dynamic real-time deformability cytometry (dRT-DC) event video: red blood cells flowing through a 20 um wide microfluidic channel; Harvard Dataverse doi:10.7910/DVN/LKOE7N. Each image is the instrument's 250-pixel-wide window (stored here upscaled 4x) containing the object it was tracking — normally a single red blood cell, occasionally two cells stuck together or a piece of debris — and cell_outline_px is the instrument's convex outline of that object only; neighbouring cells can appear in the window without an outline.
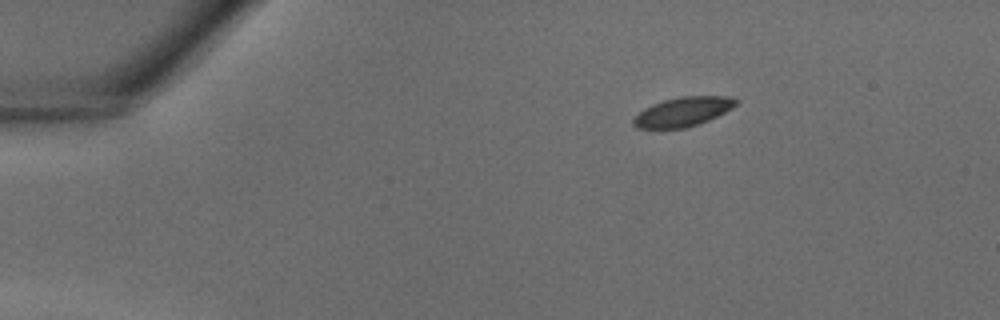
{"species": "common noctule bat (a hibernating species)", "species_latin": "Nyctalus noctula", "temperature_condition": "warm", "stored_images_in_passage": 34, "camera_frame_rate_fps": 3000, "um_per_image_px": 0.085, "animal": {"sex": "male", "body_mass_g": 18.8}, "frame": {"image": 1, "passage_image": 1, "time_ms": 0.0, "image_size_px": [1000, 320], "cell_outline_px": [[740, 100], [732, 108], [708, 120], [684, 128], [636, 128], [632, 124], [632, 120], [644, 108], [652, 104], [664, 100], [680, 96], [732, 96]], "centroid_in_image_um": [58.06, 9.48], "position_along_channel_um": 26.9, "area_um2": 17.4}}
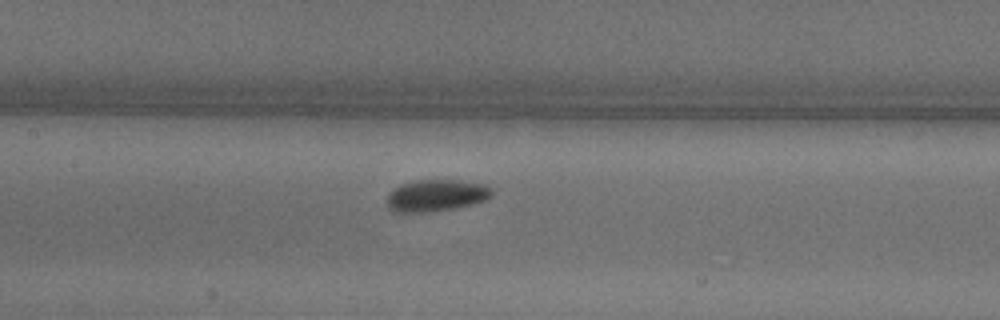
{"frame": {"image": 2, "passage_image": 14, "time_ms": 4.333, "image_size_px": [1000, 320], "cell_outline_px": [[492, 196], [484, 200], [472, 204], [456, 208], [428, 212], [392, 212], [388, 208], [388, 192], [400, 184], [416, 180], [456, 180], [480, 184], [492, 188]], "centroid_in_image_um": [37.03, 16.62], "position_along_channel_um": 170.4, "area_um2": 19.42}}
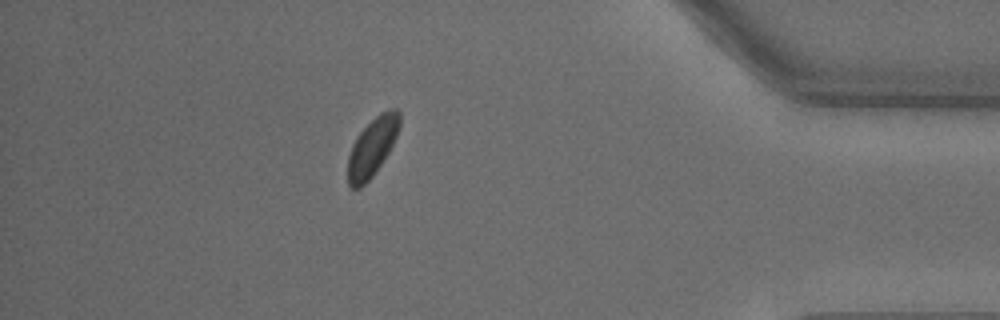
{"frame": {"image": 3, "passage_image": 30, "time_ms": 9.667, "image_size_px": [1000, 320], "cell_outline_px": [[400, 124], [396, 136], [388, 152], [372, 176], [360, 188], [352, 188], [348, 184], [348, 156], [352, 144], [356, 136], [380, 112], [388, 108], [396, 108], [400, 112]], "centroid_in_image_um": [31.63, 12.47], "position_along_channel_um": 403.6, "area_um2": 17.4}}